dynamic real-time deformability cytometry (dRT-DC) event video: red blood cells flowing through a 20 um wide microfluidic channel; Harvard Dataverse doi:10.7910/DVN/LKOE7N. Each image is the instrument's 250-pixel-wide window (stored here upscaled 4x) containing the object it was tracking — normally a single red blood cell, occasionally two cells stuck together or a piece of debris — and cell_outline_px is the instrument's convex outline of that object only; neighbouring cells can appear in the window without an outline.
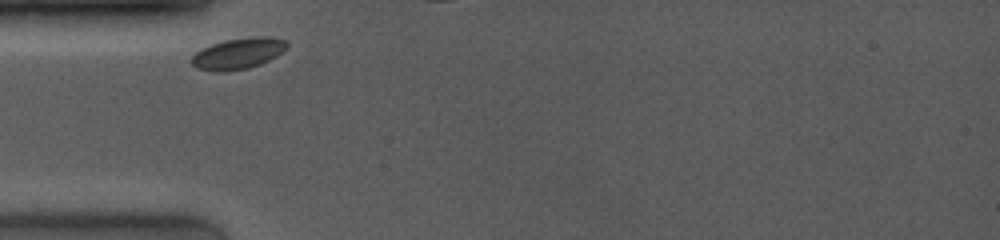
{"species": "common noctule bat (a hibernating species)", "species_latin": "Nyctalus noctula", "temperature_condition": "room temperature", "stored_images_in_passage": 4, "camera_frame_rate_fps": 4000, "um_per_image_px": 0.085, "animal": {"sex": "female", "body_mass_g": 19.0, "forearm_length_mm": 53.3}, "frame": {"image": 1, "passage_image": 1, "time_ms": 0.0, "image_size_px": [1000, 240], "cell_outline_px": [[288, 48], [276, 56], [260, 64], [248, 68], [224, 72], [212, 72], [196, 68], [192, 64], [192, 56], [200, 48], [224, 40], [252, 36], [268, 36], [284, 40], [288, 44]], "centroid_in_image_um": [20.23, 4.55], "position_along_channel_um": 64.8, "area_um2": 17.46}}